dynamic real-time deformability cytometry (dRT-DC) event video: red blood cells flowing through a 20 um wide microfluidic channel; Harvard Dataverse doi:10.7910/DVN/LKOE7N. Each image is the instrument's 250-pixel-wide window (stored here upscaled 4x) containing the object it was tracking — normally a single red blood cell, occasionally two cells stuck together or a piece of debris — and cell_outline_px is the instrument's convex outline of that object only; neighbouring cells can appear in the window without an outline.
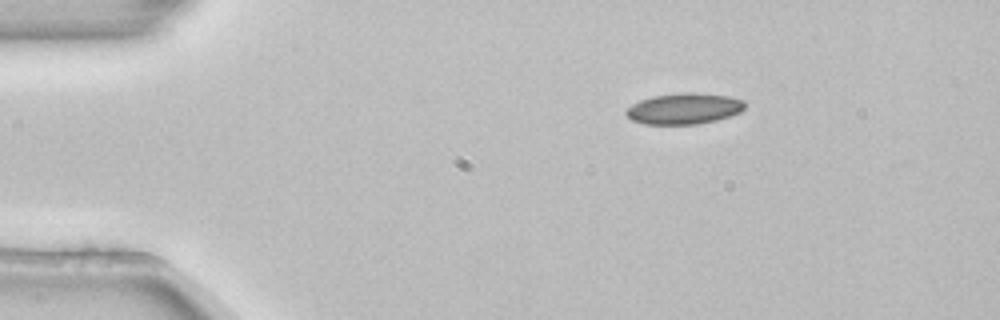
{"species": "common noctule bat (a hibernating species)", "species_latin": "Nyctalus noctula", "temperature_condition": "room temperature", "stored_images_in_passage": 3, "camera_frame_rate_fps": 3000, "um_per_image_px": 0.085, "animal": {"sex": "female", "body_mass_g": 22.7, "forearm_length_mm": 54.2}, "frame": {"image": 1, "passage_image": 1, "time_ms": 0.0, "image_size_px": [1000, 320], "cell_outline_px": [[744, 108], [740, 112], [716, 120], [700, 124], [644, 124], [632, 120], [624, 112], [632, 104], [640, 100], [652, 96], [680, 92], [692, 92], [728, 96], [744, 100]], "centroid_in_image_um": [58.13, 9.23], "position_along_channel_um": 26.9, "area_um2": 21.44}}
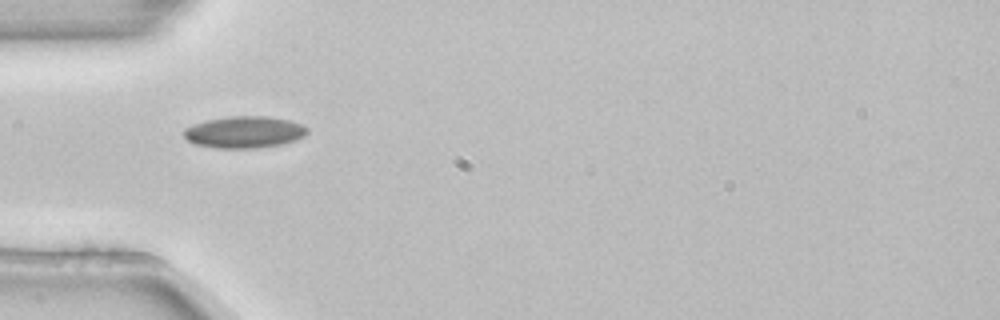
{"frame": {"image": 2, "passage_image": 3, "time_ms": 0.667, "image_size_px": [1000, 320], "cell_outline_px": [[308, 132], [304, 136], [296, 140], [284, 144], [256, 148], [216, 148], [196, 144], [188, 140], [184, 136], [184, 128], [192, 124], [204, 120], [228, 116], [268, 116], [288, 120], [300, 124], [308, 128]], "centroid_in_image_um": [20.76, 11.22], "position_along_channel_um": 64.2, "area_um2": 23.0}}